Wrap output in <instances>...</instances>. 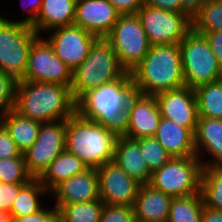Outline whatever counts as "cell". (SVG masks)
<instances>
[{"label": "cell", "instance_id": "7c38bea8", "mask_svg": "<svg viewBox=\"0 0 222 222\" xmlns=\"http://www.w3.org/2000/svg\"><path fill=\"white\" fill-rule=\"evenodd\" d=\"M20 80L72 85V70L54 53L52 46L43 37L32 44L24 76Z\"/></svg>", "mask_w": 222, "mask_h": 222}, {"label": "cell", "instance_id": "d6a6232c", "mask_svg": "<svg viewBox=\"0 0 222 222\" xmlns=\"http://www.w3.org/2000/svg\"><path fill=\"white\" fill-rule=\"evenodd\" d=\"M33 179L26 170L24 156L0 159V182L28 183Z\"/></svg>", "mask_w": 222, "mask_h": 222}, {"label": "cell", "instance_id": "8992f818", "mask_svg": "<svg viewBox=\"0 0 222 222\" xmlns=\"http://www.w3.org/2000/svg\"><path fill=\"white\" fill-rule=\"evenodd\" d=\"M179 45L186 87L195 89L222 79V66L210 50L203 34L192 28Z\"/></svg>", "mask_w": 222, "mask_h": 222}, {"label": "cell", "instance_id": "ac0fdd59", "mask_svg": "<svg viewBox=\"0 0 222 222\" xmlns=\"http://www.w3.org/2000/svg\"><path fill=\"white\" fill-rule=\"evenodd\" d=\"M50 193L55 198L58 210L68 204L90 202L100 199L99 179L97 170L88 168L57 185Z\"/></svg>", "mask_w": 222, "mask_h": 222}, {"label": "cell", "instance_id": "4316f807", "mask_svg": "<svg viewBox=\"0 0 222 222\" xmlns=\"http://www.w3.org/2000/svg\"><path fill=\"white\" fill-rule=\"evenodd\" d=\"M200 192L204 207L222 211V165L202 168Z\"/></svg>", "mask_w": 222, "mask_h": 222}, {"label": "cell", "instance_id": "83f0119b", "mask_svg": "<svg viewBox=\"0 0 222 222\" xmlns=\"http://www.w3.org/2000/svg\"><path fill=\"white\" fill-rule=\"evenodd\" d=\"M203 208L201 193L173 197L167 222H202Z\"/></svg>", "mask_w": 222, "mask_h": 222}, {"label": "cell", "instance_id": "7a4b0ae2", "mask_svg": "<svg viewBox=\"0 0 222 222\" xmlns=\"http://www.w3.org/2000/svg\"><path fill=\"white\" fill-rule=\"evenodd\" d=\"M41 124L65 120L77 112L70 86L17 80L14 109Z\"/></svg>", "mask_w": 222, "mask_h": 222}, {"label": "cell", "instance_id": "5b68a950", "mask_svg": "<svg viewBox=\"0 0 222 222\" xmlns=\"http://www.w3.org/2000/svg\"><path fill=\"white\" fill-rule=\"evenodd\" d=\"M126 73L111 44L105 38H98L86 59L72 71L71 93L78 102L87 92L114 82Z\"/></svg>", "mask_w": 222, "mask_h": 222}, {"label": "cell", "instance_id": "f1b7e54d", "mask_svg": "<svg viewBox=\"0 0 222 222\" xmlns=\"http://www.w3.org/2000/svg\"><path fill=\"white\" fill-rule=\"evenodd\" d=\"M47 189L39 179H31L18 192L10 210L13 217H23L40 211L43 206L40 204L39 196L44 195Z\"/></svg>", "mask_w": 222, "mask_h": 222}, {"label": "cell", "instance_id": "4fadbf2b", "mask_svg": "<svg viewBox=\"0 0 222 222\" xmlns=\"http://www.w3.org/2000/svg\"><path fill=\"white\" fill-rule=\"evenodd\" d=\"M50 31L54 32L46 40L52 46L55 55L72 71L86 59L91 46L98 39L96 35L75 24Z\"/></svg>", "mask_w": 222, "mask_h": 222}, {"label": "cell", "instance_id": "3957f363", "mask_svg": "<svg viewBox=\"0 0 222 222\" xmlns=\"http://www.w3.org/2000/svg\"><path fill=\"white\" fill-rule=\"evenodd\" d=\"M130 75L135 92L145 95L184 87L180 45H152Z\"/></svg>", "mask_w": 222, "mask_h": 222}, {"label": "cell", "instance_id": "f35d334b", "mask_svg": "<svg viewBox=\"0 0 222 222\" xmlns=\"http://www.w3.org/2000/svg\"><path fill=\"white\" fill-rule=\"evenodd\" d=\"M120 15H135L144 5L143 0H108Z\"/></svg>", "mask_w": 222, "mask_h": 222}, {"label": "cell", "instance_id": "484cf974", "mask_svg": "<svg viewBox=\"0 0 222 222\" xmlns=\"http://www.w3.org/2000/svg\"><path fill=\"white\" fill-rule=\"evenodd\" d=\"M199 117L222 119V79L194 89Z\"/></svg>", "mask_w": 222, "mask_h": 222}, {"label": "cell", "instance_id": "4dcf8cb0", "mask_svg": "<svg viewBox=\"0 0 222 222\" xmlns=\"http://www.w3.org/2000/svg\"><path fill=\"white\" fill-rule=\"evenodd\" d=\"M192 28L200 34L222 31V0H206L192 18Z\"/></svg>", "mask_w": 222, "mask_h": 222}, {"label": "cell", "instance_id": "d4e9b609", "mask_svg": "<svg viewBox=\"0 0 222 222\" xmlns=\"http://www.w3.org/2000/svg\"><path fill=\"white\" fill-rule=\"evenodd\" d=\"M87 169L88 167L81 159L65 150L49 165L39 180L47 192H51L66 179L83 173Z\"/></svg>", "mask_w": 222, "mask_h": 222}, {"label": "cell", "instance_id": "b9f144b4", "mask_svg": "<svg viewBox=\"0 0 222 222\" xmlns=\"http://www.w3.org/2000/svg\"><path fill=\"white\" fill-rule=\"evenodd\" d=\"M28 2H29V4L27 3L28 6L26 4H22V5L23 6L25 5V7H28V9H24V10H26V12L30 14L27 18L23 20H19V22L31 26L35 22L38 16L43 0H29Z\"/></svg>", "mask_w": 222, "mask_h": 222}, {"label": "cell", "instance_id": "44dd1931", "mask_svg": "<svg viewBox=\"0 0 222 222\" xmlns=\"http://www.w3.org/2000/svg\"><path fill=\"white\" fill-rule=\"evenodd\" d=\"M154 137L172 157L196 156L194 134L172 120L162 117Z\"/></svg>", "mask_w": 222, "mask_h": 222}, {"label": "cell", "instance_id": "2e32d148", "mask_svg": "<svg viewBox=\"0 0 222 222\" xmlns=\"http://www.w3.org/2000/svg\"><path fill=\"white\" fill-rule=\"evenodd\" d=\"M127 108L130 122L124 137L135 140L154 136L162 118L155 95L135 92L130 96Z\"/></svg>", "mask_w": 222, "mask_h": 222}, {"label": "cell", "instance_id": "1f68e13d", "mask_svg": "<svg viewBox=\"0 0 222 222\" xmlns=\"http://www.w3.org/2000/svg\"><path fill=\"white\" fill-rule=\"evenodd\" d=\"M135 141L139 144V149L151 173L160 169L172 158L154 136L135 139Z\"/></svg>", "mask_w": 222, "mask_h": 222}, {"label": "cell", "instance_id": "ee69618b", "mask_svg": "<svg viewBox=\"0 0 222 222\" xmlns=\"http://www.w3.org/2000/svg\"><path fill=\"white\" fill-rule=\"evenodd\" d=\"M202 222H222V211H216L204 207L202 212Z\"/></svg>", "mask_w": 222, "mask_h": 222}, {"label": "cell", "instance_id": "52a82bcc", "mask_svg": "<svg viewBox=\"0 0 222 222\" xmlns=\"http://www.w3.org/2000/svg\"><path fill=\"white\" fill-rule=\"evenodd\" d=\"M38 37L30 25L0 16V70L20 80L27 68L30 48Z\"/></svg>", "mask_w": 222, "mask_h": 222}, {"label": "cell", "instance_id": "7402d4cb", "mask_svg": "<svg viewBox=\"0 0 222 222\" xmlns=\"http://www.w3.org/2000/svg\"><path fill=\"white\" fill-rule=\"evenodd\" d=\"M127 175L141 185L149 184L151 172L135 140L118 137L115 144L114 160Z\"/></svg>", "mask_w": 222, "mask_h": 222}, {"label": "cell", "instance_id": "277c9868", "mask_svg": "<svg viewBox=\"0 0 222 222\" xmlns=\"http://www.w3.org/2000/svg\"><path fill=\"white\" fill-rule=\"evenodd\" d=\"M117 138L103 125L83 118L78 112L67 119L65 150L88 168L98 169L113 162Z\"/></svg>", "mask_w": 222, "mask_h": 222}, {"label": "cell", "instance_id": "603a6c76", "mask_svg": "<svg viewBox=\"0 0 222 222\" xmlns=\"http://www.w3.org/2000/svg\"><path fill=\"white\" fill-rule=\"evenodd\" d=\"M77 0H43L35 22L31 25L40 36V32L49 31L67 25L75 20Z\"/></svg>", "mask_w": 222, "mask_h": 222}, {"label": "cell", "instance_id": "7bdbcfd3", "mask_svg": "<svg viewBox=\"0 0 222 222\" xmlns=\"http://www.w3.org/2000/svg\"><path fill=\"white\" fill-rule=\"evenodd\" d=\"M181 8L193 18L206 3V0H180Z\"/></svg>", "mask_w": 222, "mask_h": 222}, {"label": "cell", "instance_id": "8d00e7d4", "mask_svg": "<svg viewBox=\"0 0 222 222\" xmlns=\"http://www.w3.org/2000/svg\"><path fill=\"white\" fill-rule=\"evenodd\" d=\"M13 222H61V217L56 207L51 210L44 207L40 211L27 216L13 217Z\"/></svg>", "mask_w": 222, "mask_h": 222}, {"label": "cell", "instance_id": "cb8c5ba5", "mask_svg": "<svg viewBox=\"0 0 222 222\" xmlns=\"http://www.w3.org/2000/svg\"><path fill=\"white\" fill-rule=\"evenodd\" d=\"M0 122L8 130L18 150L24 154L37 140L41 123L19 115L14 110L0 114Z\"/></svg>", "mask_w": 222, "mask_h": 222}, {"label": "cell", "instance_id": "74e56055", "mask_svg": "<svg viewBox=\"0 0 222 222\" xmlns=\"http://www.w3.org/2000/svg\"><path fill=\"white\" fill-rule=\"evenodd\" d=\"M16 156H24L11 139L8 130L0 122V159H7Z\"/></svg>", "mask_w": 222, "mask_h": 222}, {"label": "cell", "instance_id": "5bb4252c", "mask_svg": "<svg viewBox=\"0 0 222 222\" xmlns=\"http://www.w3.org/2000/svg\"><path fill=\"white\" fill-rule=\"evenodd\" d=\"M96 170L100 199L104 204L134 206L140 183L127 175L114 161Z\"/></svg>", "mask_w": 222, "mask_h": 222}, {"label": "cell", "instance_id": "d6986e66", "mask_svg": "<svg viewBox=\"0 0 222 222\" xmlns=\"http://www.w3.org/2000/svg\"><path fill=\"white\" fill-rule=\"evenodd\" d=\"M172 200L150 184L141 185L133 206L135 222H167Z\"/></svg>", "mask_w": 222, "mask_h": 222}, {"label": "cell", "instance_id": "60d3db41", "mask_svg": "<svg viewBox=\"0 0 222 222\" xmlns=\"http://www.w3.org/2000/svg\"><path fill=\"white\" fill-rule=\"evenodd\" d=\"M143 4L154 8H160L167 11L186 13L181 8L180 0H143Z\"/></svg>", "mask_w": 222, "mask_h": 222}, {"label": "cell", "instance_id": "8fae6325", "mask_svg": "<svg viewBox=\"0 0 222 222\" xmlns=\"http://www.w3.org/2000/svg\"><path fill=\"white\" fill-rule=\"evenodd\" d=\"M66 127L67 119L41 124L37 140L23 154L26 170L33 179H39L65 151Z\"/></svg>", "mask_w": 222, "mask_h": 222}, {"label": "cell", "instance_id": "f546056e", "mask_svg": "<svg viewBox=\"0 0 222 222\" xmlns=\"http://www.w3.org/2000/svg\"><path fill=\"white\" fill-rule=\"evenodd\" d=\"M104 208L101 199L64 205L59 209L61 222H99Z\"/></svg>", "mask_w": 222, "mask_h": 222}, {"label": "cell", "instance_id": "ffe728a7", "mask_svg": "<svg viewBox=\"0 0 222 222\" xmlns=\"http://www.w3.org/2000/svg\"><path fill=\"white\" fill-rule=\"evenodd\" d=\"M194 146L199 160V151L202 148L212 157L211 162L201 160L202 167L222 165V119L199 117L194 133Z\"/></svg>", "mask_w": 222, "mask_h": 222}, {"label": "cell", "instance_id": "6da1fadb", "mask_svg": "<svg viewBox=\"0 0 222 222\" xmlns=\"http://www.w3.org/2000/svg\"><path fill=\"white\" fill-rule=\"evenodd\" d=\"M134 91L127 72L120 79L87 92L77 102V112L83 118L100 123L117 137H124L130 122L127 104Z\"/></svg>", "mask_w": 222, "mask_h": 222}, {"label": "cell", "instance_id": "e0dca14e", "mask_svg": "<svg viewBox=\"0 0 222 222\" xmlns=\"http://www.w3.org/2000/svg\"><path fill=\"white\" fill-rule=\"evenodd\" d=\"M119 16L120 14L108 0H77L73 24L98 38H105Z\"/></svg>", "mask_w": 222, "mask_h": 222}, {"label": "cell", "instance_id": "ba28073f", "mask_svg": "<svg viewBox=\"0 0 222 222\" xmlns=\"http://www.w3.org/2000/svg\"><path fill=\"white\" fill-rule=\"evenodd\" d=\"M202 168L197 156L172 157L151 174L149 184L171 197L201 193Z\"/></svg>", "mask_w": 222, "mask_h": 222}, {"label": "cell", "instance_id": "836d02e7", "mask_svg": "<svg viewBox=\"0 0 222 222\" xmlns=\"http://www.w3.org/2000/svg\"><path fill=\"white\" fill-rule=\"evenodd\" d=\"M17 80L0 70V114L14 109Z\"/></svg>", "mask_w": 222, "mask_h": 222}, {"label": "cell", "instance_id": "9a60e30c", "mask_svg": "<svg viewBox=\"0 0 222 222\" xmlns=\"http://www.w3.org/2000/svg\"><path fill=\"white\" fill-rule=\"evenodd\" d=\"M160 114L177 125L188 128L193 134L198 123V105L194 89L182 87L155 95Z\"/></svg>", "mask_w": 222, "mask_h": 222}, {"label": "cell", "instance_id": "d590c367", "mask_svg": "<svg viewBox=\"0 0 222 222\" xmlns=\"http://www.w3.org/2000/svg\"><path fill=\"white\" fill-rule=\"evenodd\" d=\"M27 183L0 182V210L10 211L19 190Z\"/></svg>", "mask_w": 222, "mask_h": 222}, {"label": "cell", "instance_id": "e575fe53", "mask_svg": "<svg viewBox=\"0 0 222 222\" xmlns=\"http://www.w3.org/2000/svg\"><path fill=\"white\" fill-rule=\"evenodd\" d=\"M99 222H135L134 208L126 205H106Z\"/></svg>", "mask_w": 222, "mask_h": 222}, {"label": "cell", "instance_id": "9c48e42d", "mask_svg": "<svg viewBox=\"0 0 222 222\" xmlns=\"http://www.w3.org/2000/svg\"><path fill=\"white\" fill-rule=\"evenodd\" d=\"M105 39L111 44L121 66L128 73L144 59L151 47L137 14L120 15Z\"/></svg>", "mask_w": 222, "mask_h": 222}, {"label": "cell", "instance_id": "30bf717a", "mask_svg": "<svg viewBox=\"0 0 222 222\" xmlns=\"http://www.w3.org/2000/svg\"><path fill=\"white\" fill-rule=\"evenodd\" d=\"M150 45L179 44L192 29L187 13L143 5L137 12Z\"/></svg>", "mask_w": 222, "mask_h": 222}, {"label": "cell", "instance_id": "f6af8a7d", "mask_svg": "<svg viewBox=\"0 0 222 222\" xmlns=\"http://www.w3.org/2000/svg\"><path fill=\"white\" fill-rule=\"evenodd\" d=\"M0 222H13V215L10 211L0 210Z\"/></svg>", "mask_w": 222, "mask_h": 222}, {"label": "cell", "instance_id": "ab89813d", "mask_svg": "<svg viewBox=\"0 0 222 222\" xmlns=\"http://www.w3.org/2000/svg\"><path fill=\"white\" fill-rule=\"evenodd\" d=\"M217 61L222 66V31L206 32L203 34Z\"/></svg>", "mask_w": 222, "mask_h": 222}]
</instances>
